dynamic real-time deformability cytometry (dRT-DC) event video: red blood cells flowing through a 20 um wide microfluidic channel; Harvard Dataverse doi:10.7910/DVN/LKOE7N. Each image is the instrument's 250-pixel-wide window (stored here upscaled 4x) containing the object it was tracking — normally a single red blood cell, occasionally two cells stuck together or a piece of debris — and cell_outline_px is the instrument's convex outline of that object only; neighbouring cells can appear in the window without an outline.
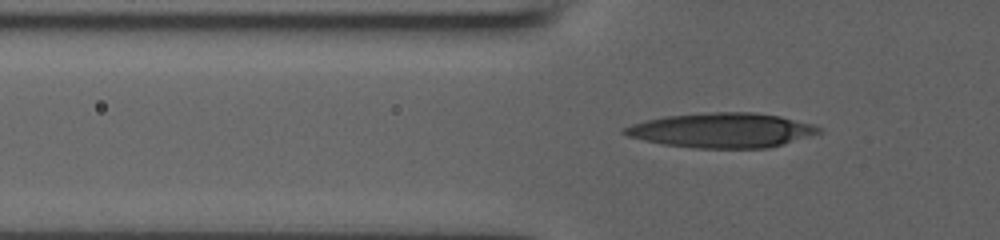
{"species": "human", "species_latin": "Homo sapiens", "temperature_condition": "room temperature", "stored_images_in_passage": 36, "camera_frame_rate_fps": 3000, "um_per_image_px": 0.085, "donor": {"sex": "male"}, "frame": {"image": 1, "passage_image": 5, "time_ms": 1.333, "image_size_px": [1000, 240], "cell_outline_px": [[820, 132], [768, 148], [696, 148], [664, 144], [644, 140], [628, 136], [620, 132], [624, 128], [632, 124], [664, 116], [712, 112], [756, 112], [780, 116], [812, 124], [820, 128]], "centroid_in_image_um": [61.32, 11.07], "position_along_channel_um": 64.5, "area_um2": 38.84}}
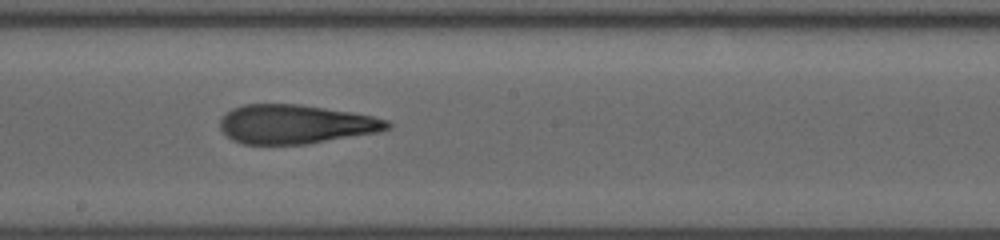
{"frame": {"image": 2, "passage_image": 17, "time_ms": 5.333, "image_size_px": [1000, 240], "cell_outline_px": [[392, 128], [380, 132], [308, 144], [244, 144], [232, 140], [220, 128], [220, 120], [232, 108], [244, 104], [300, 104], [352, 112], [372, 116], [388, 120], [392, 124]], "centroid_in_image_um": [25.17, 10.56], "position_along_channel_um": 223.0, "area_um2": 38.21}}
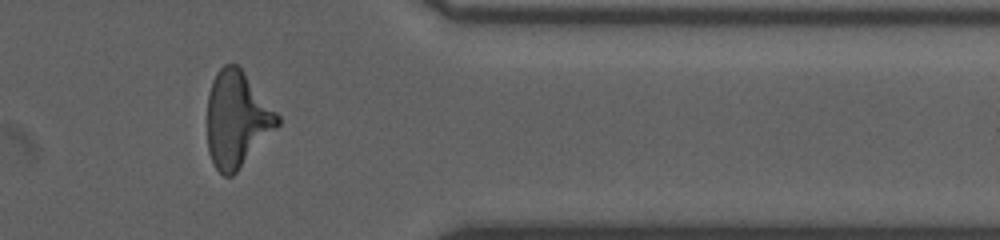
{"frame": {"image": 3, "passage_image": 30, "time_ms": 9.667, "image_size_px": [1000, 240], "cell_outline_px": [[280, 124], [236, 172], [232, 176], [224, 176], [216, 168], [208, 152], [208, 92], [212, 80], [216, 72], [224, 64], [236, 64], [244, 72], [280, 116]], "centroid_in_image_um": [20.13, 10.13], "position_along_channel_um": 391.3, "area_um2": 38.9}}